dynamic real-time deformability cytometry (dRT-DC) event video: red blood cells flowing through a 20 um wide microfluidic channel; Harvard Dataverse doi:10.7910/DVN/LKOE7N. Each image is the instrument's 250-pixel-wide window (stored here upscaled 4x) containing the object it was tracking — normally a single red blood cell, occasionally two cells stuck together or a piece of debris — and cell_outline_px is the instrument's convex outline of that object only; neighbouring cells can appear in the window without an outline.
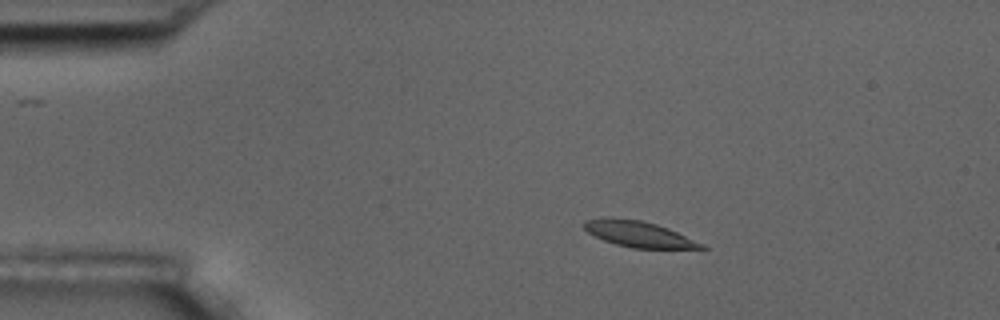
{"species": "common noctule bat (a hibernating species)", "species_latin": "Nyctalus noctula", "temperature_condition": "room temperature", "stored_images_in_passage": 5, "camera_frame_rate_fps": 3000, "um_per_image_px": 0.085, "animal": {"sex": "male", "body_mass_g": 17.5, "forearm_length_mm": 52.3}, "frame": {"image": 1, "passage_image": 3, "time_ms": 2.333, "image_size_px": [1000, 320], "cell_outline_px": [[708, 248], [632, 248], [616, 244], [604, 240], [588, 232], [580, 224], [584, 220], [604, 216], [608, 216], [640, 220], [656, 224], [668, 228], [704, 244]], "centroid_in_image_um": [54.21, 19.87], "position_along_channel_um": 30.8, "area_um2": 17.74}}